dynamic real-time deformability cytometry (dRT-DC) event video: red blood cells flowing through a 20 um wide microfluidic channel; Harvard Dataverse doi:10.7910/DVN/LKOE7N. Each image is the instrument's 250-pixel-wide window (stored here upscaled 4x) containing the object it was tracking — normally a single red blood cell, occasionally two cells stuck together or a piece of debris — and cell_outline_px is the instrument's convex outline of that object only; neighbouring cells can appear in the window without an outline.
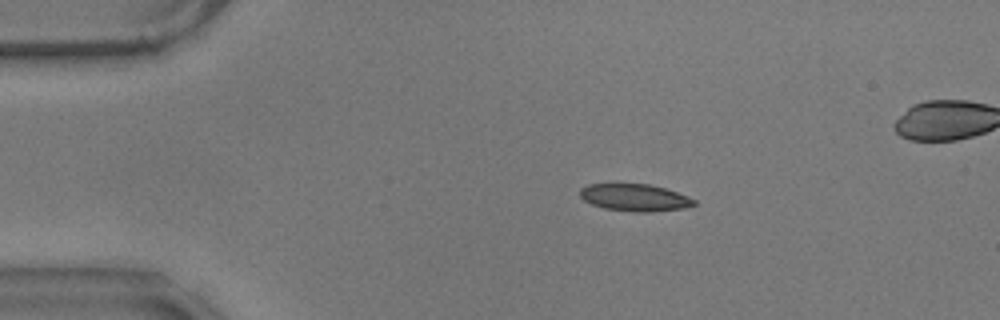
{"species": "common noctule bat (a hibernating species)", "species_latin": "Nyctalus noctula", "temperature_condition": "warm", "stored_images_in_passage": 50, "camera_frame_rate_fps": 3000, "um_per_image_px": 0.085, "animal": {"sex": "male", "body_mass_g": 17.9}, "frame": {"image": 1, "passage_image": 3, "time_ms": 0.667, "image_size_px": [1000, 320], "cell_outline_px": [[696, 204], [684, 208], [652, 212], [632, 212], [604, 208], [592, 204], [584, 200], [580, 196], [580, 188], [588, 184], [648, 184], [664, 188], [688, 196], [696, 200]], "centroid_in_image_um": [53.95, 16.8], "position_along_channel_um": 31.0, "area_um2": 18.03}}
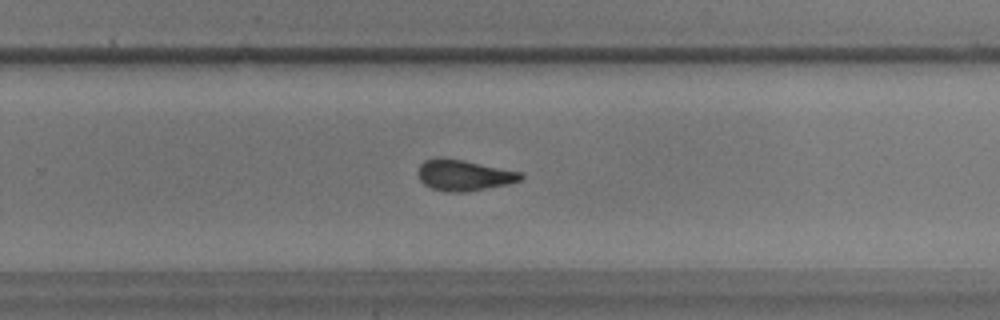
{"frame": {"image": 2, "passage_image": 29, "time_ms": 9.333, "image_size_px": [1000, 320], "cell_outline_px": [[524, 176], [520, 180], [508, 184], [464, 192], [448, 192], [432, 188], [424, 184], [420, 180], [416, 172], [420, 164], [424, 160], [436, 156], [440, 156], [464, 160], [524, 172]], "centroid_in_image_um": [39.41, 14.87], "position_along_channel_um": 290.4, "area_um2": 18.84}}
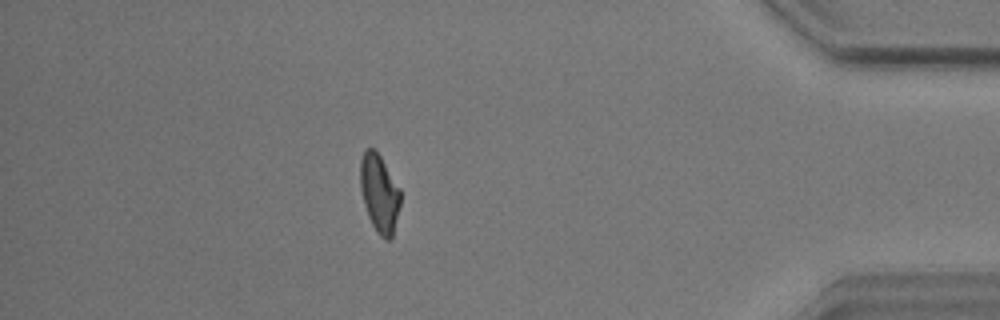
{"frame": {"image": 3, "passage_image": 42, "time_ms": 13.667, "image_size_px": [1000, 320], "cell_outline_px": [[400, 204], [392, 240], [384, 240], [376, 232], [368, 216], [364, 204], [360, 188], [360, 160], [364, 148], [372, 148], [380, 156], [400, 188]], "centroid_in_image_um": [32.24, 16.45], "position_along_channel_um": 403.0, "area_um2": 18.38}, "authors_computed_cell_mechanics": {"area_um2": 18.496, "velocity_mm_per_s": 3.5653, "shape_relaxation_time_tau1_ms": 7.049, "shape_relaxation_time_tau2_ms": 1.524, "deformation_change_tau1": 0.2061, "deformation_change_tau2": 0.0862}}